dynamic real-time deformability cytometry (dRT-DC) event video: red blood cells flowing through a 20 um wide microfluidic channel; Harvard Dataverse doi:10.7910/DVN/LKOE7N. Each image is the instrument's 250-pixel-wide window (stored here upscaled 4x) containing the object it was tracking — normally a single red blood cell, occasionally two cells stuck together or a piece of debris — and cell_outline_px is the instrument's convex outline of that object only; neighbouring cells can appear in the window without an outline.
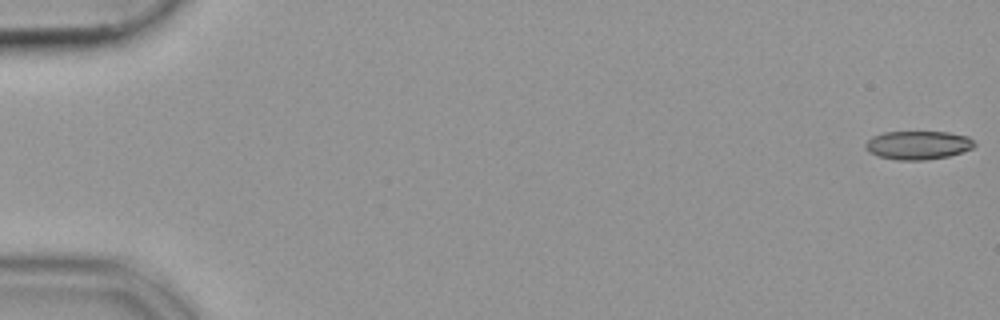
{"species": "common noctule bat (a hibernating species)", "species_latin": "Nyctalus noctula", "temperature_condition": "cold", "stored_images_in_passage": 54, "camera_frame_rate_fps": 3000, "um_per_image_px": 0.085, "animal": {"sex": "female", "body_mass_g": 19.9}, "frame": {"image": 1, "passage_image": 1, "time_ms": 0.0, "image_size_px": [1000, 320], "cell_outline_px": [[976, 144], [972, 148], [948, 156], [924, 160], [896, 160], [880, 156], [868, 152], [864, 148], [864, 144], [872, 136], [884, 132], [948, 132], [968, 136]], "centroid_in_image_um": [78.0, 12.33], "position_along_channel_um": 7.0, "area_um2": 18.09}}
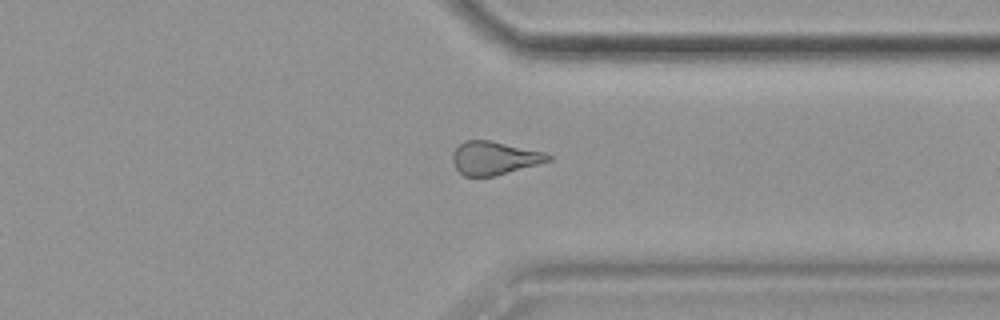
{"frame": {"image": 2, "passage_image": 42, "time_ms": 13.667, "image_size_px": [1000, 320], "cell_outline_px": [[552, 160], [496, 176], [464, 176], [456, 168], [452, 160], [452, 156], [456, 148], [464, 140], [488, 140], [544, 152], [552, 156]], "centroid_in_image_um": [42.01, 13.44], "position_along_channel_um": 369.4, "area_um2": 18.38}}
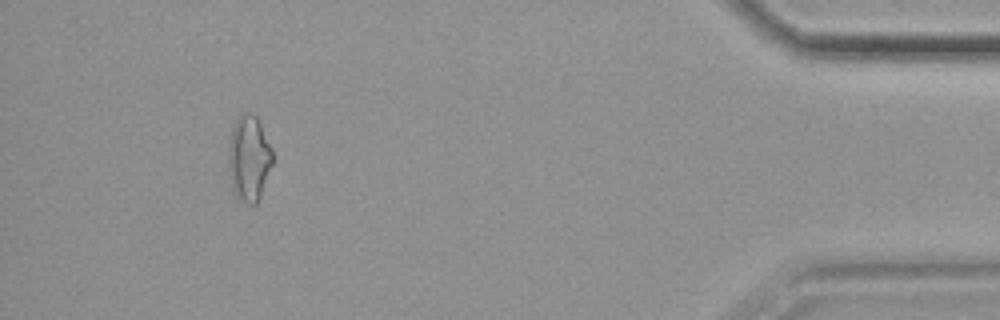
{"frame": {"image": 3, "passage_image": 50, "time_ms": 16.333, "image_size_px": [1000, 320], "cell_outline_px": [[272, 164], [260, 196], [256, 204], [248, 204], [236, 200], [232, 188], [228, 172], [228, 144], [232, 128], [240, 112], [248, 112], [256, 116], [272, 148]], "centroid_in_image_um": [21.12, 13.47], "position_along_channel_um": 414.1, "area_um2": 22.31}}